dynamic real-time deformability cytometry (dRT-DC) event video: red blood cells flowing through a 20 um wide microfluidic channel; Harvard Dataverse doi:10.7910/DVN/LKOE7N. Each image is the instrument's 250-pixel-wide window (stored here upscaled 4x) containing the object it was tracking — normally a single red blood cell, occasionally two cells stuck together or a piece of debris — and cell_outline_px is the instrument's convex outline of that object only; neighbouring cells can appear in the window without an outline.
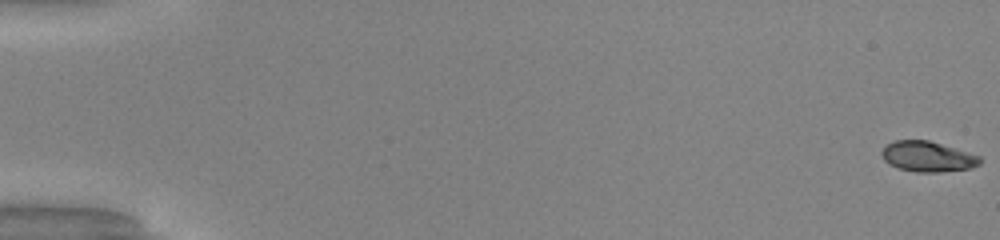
{"species": "common noctule bat (a hibernating species)", "species_latin": "Nyctalus noctula", "temperature_condition": "warm", "stored_images_in_passage": 5, "camera_frame_rate_fps": 3000, "um_per_image_px": 0.085, "animal": {"sex": "male", "body_mass_g": 20.0, "forearm_length_mm": 53.3}, "frame": {"image": 1, "passage_image": 1, "time_ms": 0.0, "image_size_px": [1000, 240], "cell_outline_px": [[980, 164], [972, 168], [940, 172], [916, 172], [896, 168], [888, 164], [884, 160], [880, 152], [888, 144], [896, 140], [928, 140], [980, 156]], "centroid_in_image_um": [78.82, 13.32], "position_along_channel_um": 6.2, "area_um2": 17.34}}